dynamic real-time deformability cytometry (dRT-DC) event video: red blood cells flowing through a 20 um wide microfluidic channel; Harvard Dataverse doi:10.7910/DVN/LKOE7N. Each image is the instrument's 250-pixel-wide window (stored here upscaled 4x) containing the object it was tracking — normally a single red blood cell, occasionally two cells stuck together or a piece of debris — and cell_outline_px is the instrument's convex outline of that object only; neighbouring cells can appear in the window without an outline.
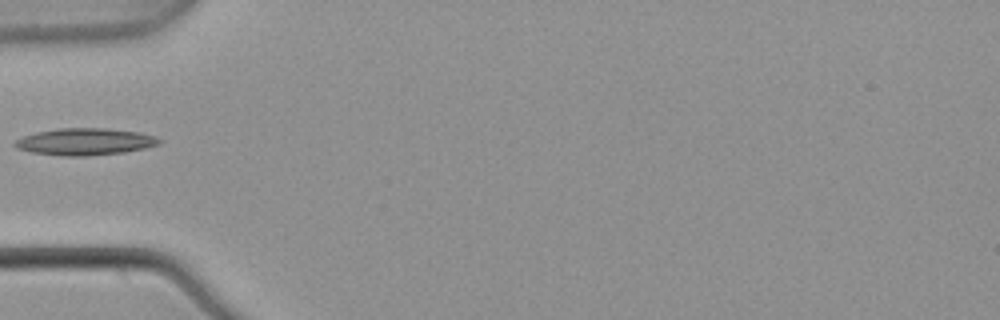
{"species": "common noctule bat (a hibernating species)", "species_latin": "Nyctalus noctula", "temperature_condition": "warm", "stored_images_in_passage": 4, "camera_frame_rate_fps": 3000, "um_per_image_px": 0.085, "animal": {"sex": "male", "body_mass_g": 21.5, "forearm_length_mm": 52.0}, "frame": {"image": 1, "passage_image": 4, "time_ms": 1.0, "image_size_px": [1000, 320], "cell_outline_px": [[160, 144], [144, 148], [124, 152], [88, 156], [64, 156], [32, 152], [16, 148], [12, 144], [16, 140], [24, 136], [36, 132], [56, 128], [108, 128], [140, 132], [152, 136], [160, 140]], "centroid_in_image_um": [7.19, 12.04], "position_along_channel_um": 77.8, "area_um2": 22.6}}